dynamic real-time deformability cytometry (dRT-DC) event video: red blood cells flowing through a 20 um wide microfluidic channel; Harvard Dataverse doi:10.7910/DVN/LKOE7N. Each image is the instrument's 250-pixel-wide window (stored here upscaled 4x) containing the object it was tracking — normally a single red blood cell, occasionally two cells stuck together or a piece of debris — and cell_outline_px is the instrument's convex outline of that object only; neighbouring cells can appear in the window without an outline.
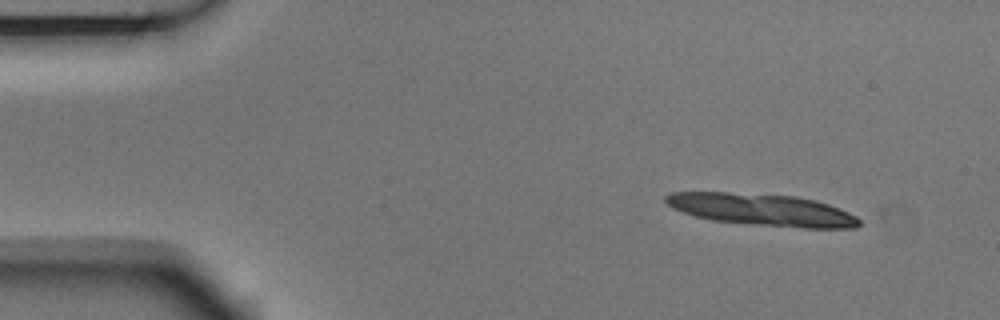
{"species": "Egyptian fruit bat (a non-hibernating species)", "species_latin": "Rousettus aegyptiacus", "temperature_condition": "room temperature", "stored_images_in_passage": 5, "camera_frame_rate_fps": 3000, "um_per_image_px": 0.085, "animal": {"sex": "male"}, "frame": {"image": 1, "passage_image": 1, "time_ms": 0.0, "image_size_px": [1000, 320], "cell_outline_px": [[860, 224], [856, 228], [804, 228], [712, 220], [696, 216], [672, 208], [664, 200], [664, 196], [668, 192], [728, 192], [796, 196], [816, 200], [828, 204], [848, 212], [856, 216], [860, 220]], "centroid_in_image_um": [64.77, 17.81], "position_along_channel_um": 20.2, "area_um2": 35.84}}